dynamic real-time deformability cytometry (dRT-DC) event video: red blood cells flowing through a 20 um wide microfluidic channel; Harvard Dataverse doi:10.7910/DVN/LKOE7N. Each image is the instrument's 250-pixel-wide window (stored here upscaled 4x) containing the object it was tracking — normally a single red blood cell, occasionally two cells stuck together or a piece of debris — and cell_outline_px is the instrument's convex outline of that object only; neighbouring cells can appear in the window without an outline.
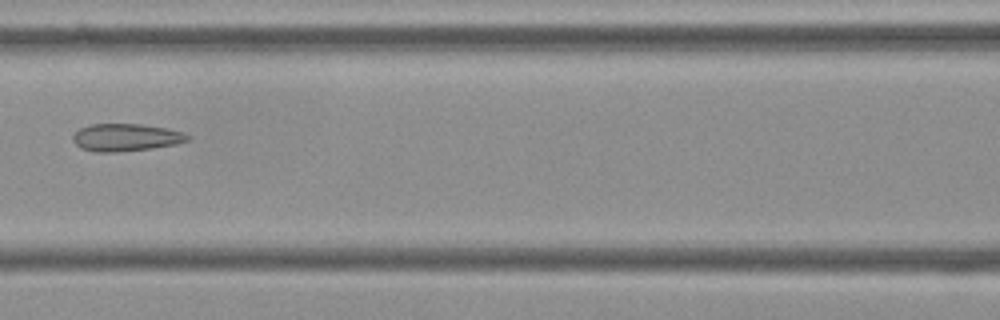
{"species": "Egyptian fruit bat (a non-hibernating species)", "species_latin": "Rousettus aegyptiacus", "temperature_condition": "cold", "stored_images_in_passage": 7, "camera_frame_rate_fps": 3000, "um_per_image_px": 0.085, "frame": {"image": 1, "passage_image": 7, "time_ms": 2.0, "image_size_px": [1000, 320], "cell_outline_px": [[192, 140], [176, 144], [152, 148], [116, 152], [92, 152], [80, 148], [72, 140], [72, 136], [80, 128], [92, 124], [140, 124], [168, 128], [192, 136]], "centroid_in_image_um": [10.71, 11.69], "position_along_channel_um": 155.9, "area_um2": 18.5}}